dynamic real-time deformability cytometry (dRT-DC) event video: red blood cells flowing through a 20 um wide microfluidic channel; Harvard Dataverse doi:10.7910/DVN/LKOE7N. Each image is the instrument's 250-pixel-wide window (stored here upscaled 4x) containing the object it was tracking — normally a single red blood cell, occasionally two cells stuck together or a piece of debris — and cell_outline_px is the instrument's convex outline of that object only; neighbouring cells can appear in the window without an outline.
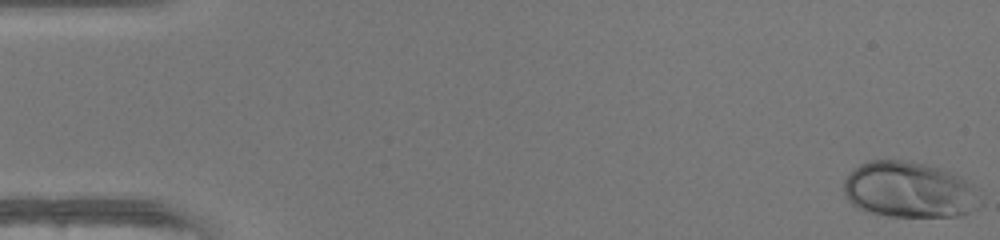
{"species": "human", "species_latin": "Homo sapiens", "temperature_condition": "warm", "stored_images_in_passage": 49, "camera_frame_rate_fps": 3000, "um_per_image_px": 0.085, "donor": {"sex": "female"}, "frame": {"image": 1, "passage_image": 1, "time_ms": 0.0, "image_size_px": [1000, 240], "cell_outline_px": [[984, 204], [960, 216], [888, 216], [868, 212], [856, 208], [848, 200], [844, 192], [844, 180], [860, 164], [868, 160], [900, 160], [924, 164], [940, 168], [960, 176], [968, 180]], "centroid_in_image_um": [77.29, 16.15], "position_along_channel_um": 7.7, "area_um2": 44.51}}
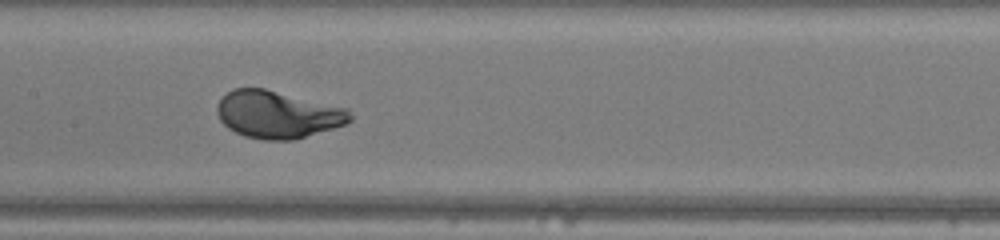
{"frame": {"image": 2, "passage_image": 25, "time_ms": 8.0, "image_size_px": [1000, 240], "cell_outline_px": [[352, 120], [344, 124], [332, 128], [292, 140], [264, 140], [244, 136], [228, 128], [220, 120], [216, 112], [216, 108], [220, 100], [232, 88], [264, 88], [348, 108], [352, 116]], "centroid_in_image_um": [23.59, 9.72], "position_along_channel_um": 183.8, "area_um2": 36.53}}
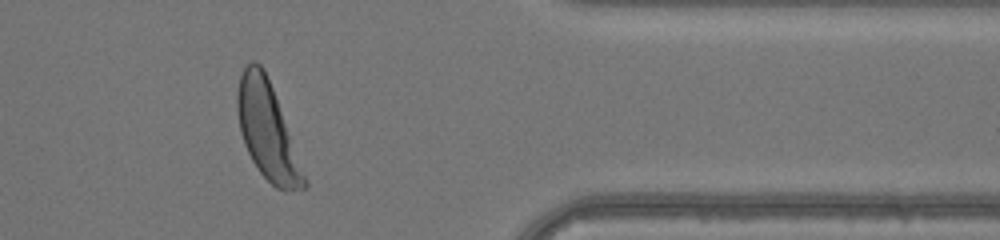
{"frame": {"image": 3, "passage_image": 41, "time_ms": 13.333, "image_size_px": [1000, 240], "cell_outline_px": [[308, 184], [304, 188], [284, 192], [276, 188], [260, 172], [252, 160], [244, 144], [240, 132], [236, 108], [236, 92], [240, 76], [248, 60], [256, 60], [264, 68], [272, 88], [308, 180]], "centroid_in_image_um": [22.71, 11.11], "position_along_channel_um": 388.7, "area_um2": 37.57}, "authors_computed_cell_mechanics": {"area_um2": 36.992, "velocity_mm_per_s": 4.2092, "shape_relaxation_time_tau1_ms": 2.1513, "shape_relaxation_time_tau2_ms": null, "deformation_change_tau1": 0.1913, "deformation_change_tau2": null}}